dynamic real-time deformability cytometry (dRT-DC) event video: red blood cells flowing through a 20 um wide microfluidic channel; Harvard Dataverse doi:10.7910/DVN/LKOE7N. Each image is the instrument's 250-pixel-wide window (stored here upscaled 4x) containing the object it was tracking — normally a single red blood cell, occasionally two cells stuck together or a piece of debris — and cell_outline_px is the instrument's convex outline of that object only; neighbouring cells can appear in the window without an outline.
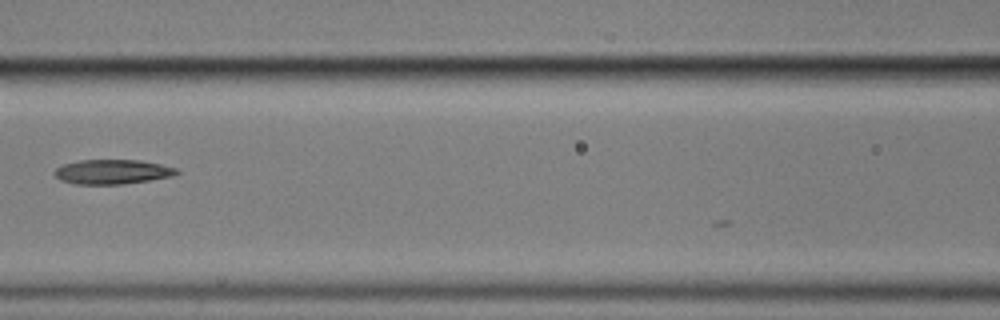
{"species": "common noctule bat (a hibernating species)", "species_latin": "Nyctalus noctula", "temperature_condition": "cold", "stored_images_in_passage": 7, "camera_frame_rate_fps": 3000, "um_per_image_px": 0.085, "animal": {"sex": "male", "body_mass_g": 17.9}, "frame": {"image": 1, "passage_image": 6, "time_ms": 6.667, "image_size_px": [1000, 320], "cell_outline_px": [[180, 172], [172, 176], [124, 184], [76, 184], [60, 180], [52, 172], [56, 168], [64, 164], [80, 160], [140, 160], [160, 164], [176, 168]], "centroid_in_image_um": [9.53, 14.6], "position_along_channel_um": 157.1, "area_um2": 17.4}}